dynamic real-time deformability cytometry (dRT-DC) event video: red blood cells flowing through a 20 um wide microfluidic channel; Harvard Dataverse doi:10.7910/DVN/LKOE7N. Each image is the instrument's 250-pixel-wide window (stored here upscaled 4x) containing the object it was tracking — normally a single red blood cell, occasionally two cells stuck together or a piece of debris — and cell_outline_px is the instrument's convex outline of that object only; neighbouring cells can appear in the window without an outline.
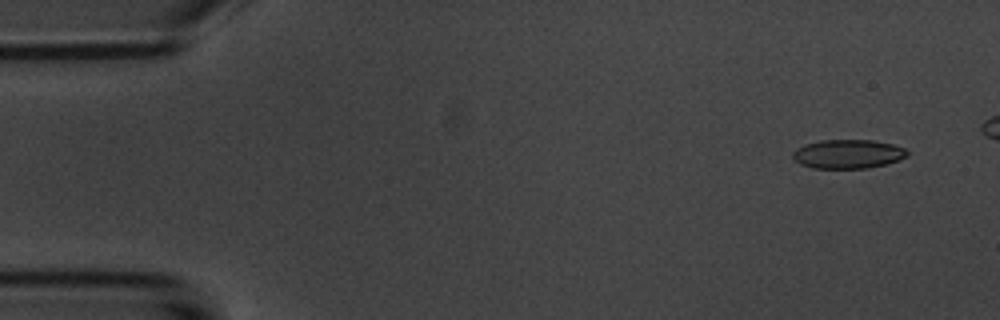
{"species": "common noctule bat (a hibernating species)", "species_latin": "Nyctalus noctula", "temperature_condition": "room temperature", "stored_images_in_passage": 8, "segment_of_instrument_passage": [1, 2], "camera_frame_rate_fps": 3000, "um_per_image_px": 0.085, "animal": {"sex": "male", "body_mass_g": 20.1, "forearm_length_mm": 53.5}, "frame": {"image": 1, "passage_image": 1, "time_ms": 0.0, "image_size_px": [1000, 320], "cell_outline_px": [[908, 156], [884, 164], [868, 168], [812, 168], [800, 164], [792, 156], [792, 152], [796, 148], [804, 144], [820, 140], [872, 140], [892, 144], [904, 148], [908, 152]], "centroid_in_image_um": [72.04, 13.08], "position_along_channel_um": 13.0, "area_um2": 19.25}}
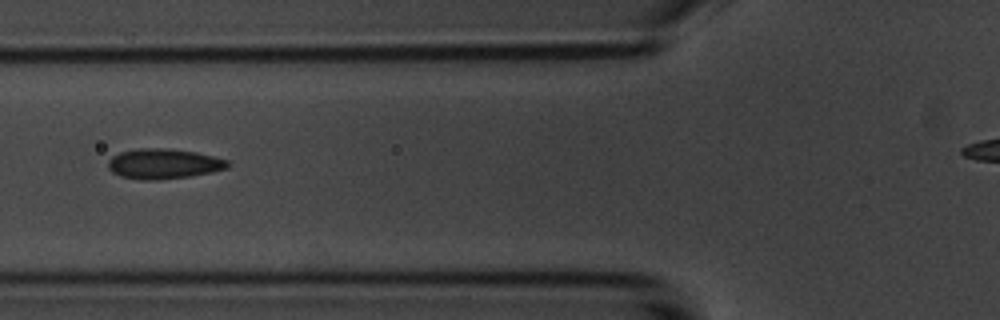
{"frame": {"image": 2, "passage_image": 6, "time_ms": 5.667, "image_size_px": [1000, 320], "cell_outline_px": [[228, 168], [212, 172], [188, 176], [156, 180], [144, 180], [120, 176], [112, 172], [108, 168], [108, 160], [112, 156], [120, 152], [136, 148], [168, 148], [196, 152], [228, 160]], "centroid_in_image_um": [13.88, 13.91], "position_along_channel_um": 111.9, "area_um2": 20.98}}
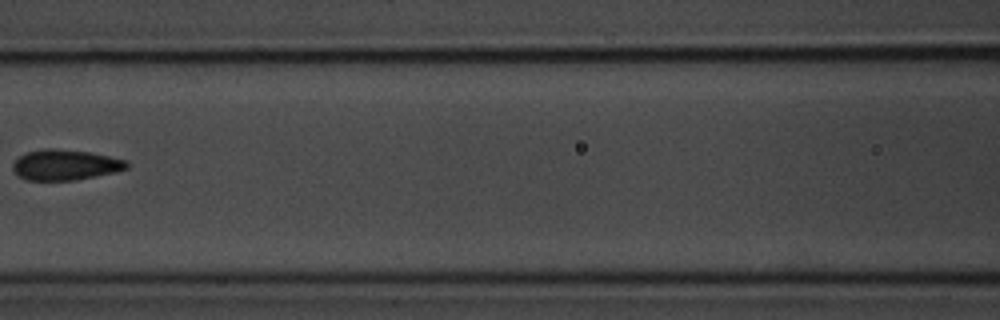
{"frame": {"image": 3, "passage_image": 7, "time_ms": 7.0, "image_size_px": [1000, 320], "cell_outline_px": [[128, 168], [116, 172], [76, 180], [28, 180], [20, 176], [12, 168], [12, 164], [20, 156], [28, 152], [40, 148], [56, 148], [88, 152], [128, 160]], "centroid_in_image_um": [5.57, 14.01], "position_along_channel_um": 161.0, "area_um2": 20.23}}